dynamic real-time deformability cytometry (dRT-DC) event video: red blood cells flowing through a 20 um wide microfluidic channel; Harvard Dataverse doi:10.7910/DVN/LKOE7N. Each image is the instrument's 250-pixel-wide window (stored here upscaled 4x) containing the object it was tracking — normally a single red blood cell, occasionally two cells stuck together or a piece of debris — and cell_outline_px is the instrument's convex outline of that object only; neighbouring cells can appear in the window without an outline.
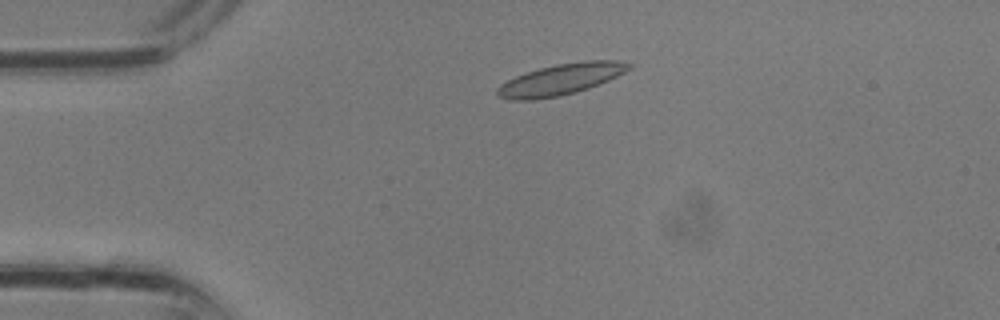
{"species": "common noctule bat (a hibernating species)", "species_latin": "Nyctalus noctula", "temperature_condition": "room temperature", "stored_images_in_passage": 2, "camera_frame_rate_fps": 3000, "um_per_image_px": 0.085, "animal": {"sex": "male", "body_mass_g": 13.3}, "frame": {"image": 1, "passage_image": 1, "time_ms": 0.0, "image_size_px": [1000, 320], "cell_outline_px": [[632, 68], [608, 80], [588, 88], [560, 96], [532, 100], [508, 100], [500, 96], [496, 92], [496, 88], [500, 84], [516, 76], [540, 68], [556, 64], [584, 60], [616, 60], [632, 64]], "centroid_in_image_um": [47.66, 6.74], "position_along_channel_um": 37.3, "area_um2": 23.7}}